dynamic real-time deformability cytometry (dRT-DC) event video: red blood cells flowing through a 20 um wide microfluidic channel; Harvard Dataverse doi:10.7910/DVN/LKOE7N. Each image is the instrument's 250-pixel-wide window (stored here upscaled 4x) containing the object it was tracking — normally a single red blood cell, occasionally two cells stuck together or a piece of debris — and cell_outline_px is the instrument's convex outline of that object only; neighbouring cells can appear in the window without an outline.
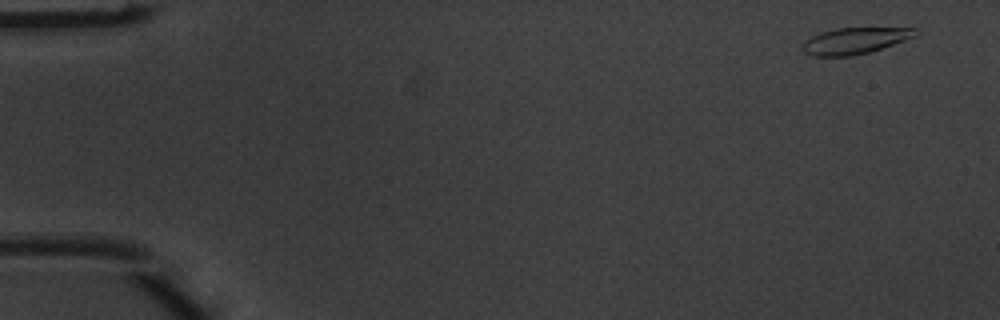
{"species": "common noctule bat (a hibernating species)", "species_latin": "Nyctalus noctula", "temperature_condition": "warm", "stored_images_in_passage": 5, "camera_frame_rate_fps": 3000, "um_per_image_px": 0.085, "animal": {"sex": "male", "body_mass_g": 20.1, "forearm_length_mm": 53.5}, "frame": {"image": 1, "passage_image": 1, "time_ms": 0.0, "image_size_px": [1000, 320], "cell_outline_px": [[916, 36], [868, 52], [852, 56], [812, 56], [804, 52], [804, 40], [820, 32], [836, 28], [916, 28]], "centroid_in_image_um": [72.62, 3.46], "position_along_channel_um": 12.4, "area_um2": 16.99}}